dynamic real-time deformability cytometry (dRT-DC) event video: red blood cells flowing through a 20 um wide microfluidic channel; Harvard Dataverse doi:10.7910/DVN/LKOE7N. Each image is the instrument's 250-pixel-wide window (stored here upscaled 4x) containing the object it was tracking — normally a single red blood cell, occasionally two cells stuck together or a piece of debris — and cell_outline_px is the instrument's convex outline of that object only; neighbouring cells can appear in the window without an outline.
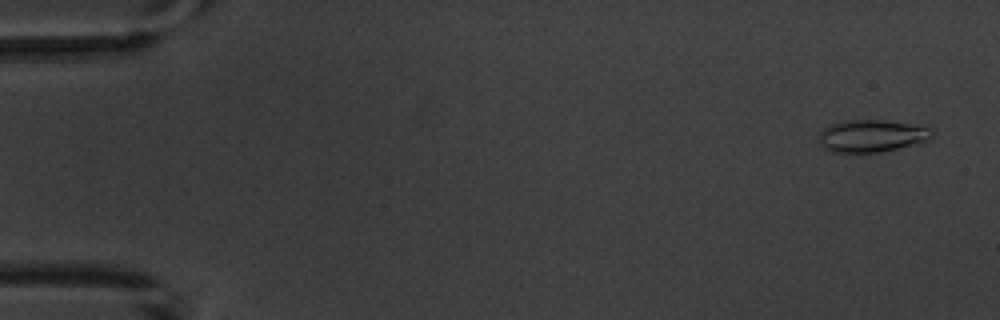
{"species": "common noctule bat (a hibernating species)", "species_latin": "Nyctalus noctula", "temperature_condition": "warm", "stored_images_in_passage": 3, "camera_frame_rate_fps": 3000, "um_per_image_px": 0.085, "animal": {"sex": "male", "body_mass_g": 20.1, "forearm_length_mm": 53.5}, "frame": {"image": 1, "passage_image": 1, "time_ms": 0.0, "image_size_px": [1000, 320], "cell_outline_px": [[936, 132], [928, 140], [896, 148], [876, 152], [832, 152], [824, 148], [820, 144], [820, 132], [828, 124], [844, 120], [880, 120], [936, 128]], "centroid_in_image_um": [74.09, 11.53], "position_along_channel_um": 10.9, "area_um2": 21.15}}
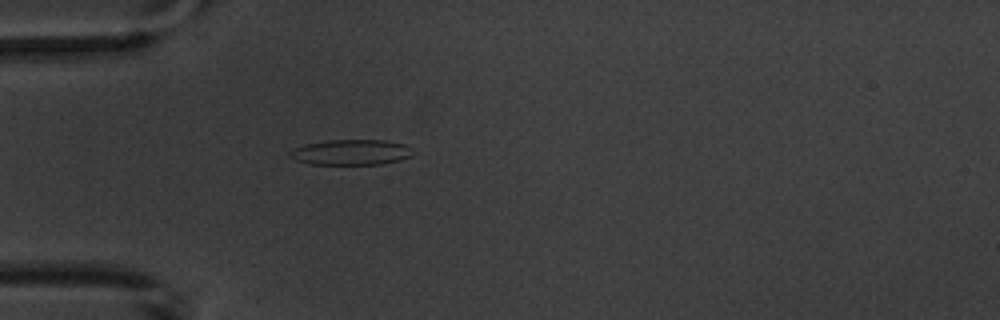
{"frame": {"image": 2, "passage_image": 3, "time_ms": 4.667, "image_size_px": [1000, 320], "cell_outline_px": [[412, 156], [400, 160], [380, 164], [308, 164], [296, 160], [288, 156], [288, 152], [304, 144], [328, 140], [384, 140], [404, 144], [412, 148]], "centroid_in_image_um": [29.83, 12.94], "position_along_channel_um": 55.2, "area_um2": 18.26}}